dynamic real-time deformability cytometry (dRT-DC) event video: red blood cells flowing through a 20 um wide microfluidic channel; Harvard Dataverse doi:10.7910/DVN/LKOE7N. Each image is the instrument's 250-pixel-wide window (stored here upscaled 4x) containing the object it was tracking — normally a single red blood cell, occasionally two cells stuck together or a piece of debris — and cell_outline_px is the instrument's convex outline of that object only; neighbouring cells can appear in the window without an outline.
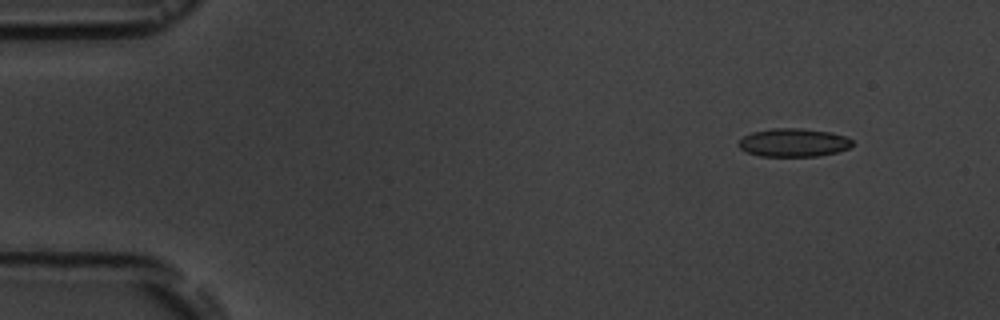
{"species": "common noctule bat (a hibernating species)", "species_latin": "Nyctalus noctula", "temperature_condition": "room temperature", "stored_images_in_passage": 6, "camera_frame_rate_fps": 3000, "um_per_image_px": 0.085, "animal": {"sex": "male", "body_mass_g": 19.5, "forearm_length_mm": 54.6}, "frame": {"image": 1, "passage_image": 2, "time_ms": 1.333, "image_size_px": [1000, 320], "cell_outline_px": [[852, 144], [848, 148], [836, 152], [816, 156], [760, 156], [748, 152], [740, 148], [736, 144], [744, 136], [752, 132], [772, 128], [800, 128], [832, 132], [844, 136], [852, 140]], "centroid_in_image_um": [67.43, 12.11], "position_along_channel_um": 17.6, "area_um2": 18.67}}
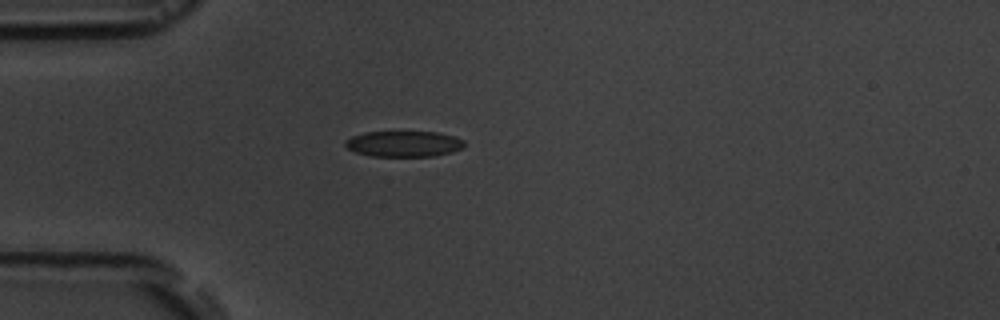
{"frame": {"image": 2, "passage_image": 5, "time_ms": 4.667, "image_size_px": [1000, 320], "cell_outline_px": [[464, 148], [452, 152], [436, 156], [372, 156], [356, 152], [348, 148], [344, 144], [344, 140], [352, 136], [364, 132], [436, 132], [456, 136], [464, 140]], "centroid_in_image_um": [34.35, 12.22], "position_along_channel_um": 50.7, "area_um2": 18.03}}